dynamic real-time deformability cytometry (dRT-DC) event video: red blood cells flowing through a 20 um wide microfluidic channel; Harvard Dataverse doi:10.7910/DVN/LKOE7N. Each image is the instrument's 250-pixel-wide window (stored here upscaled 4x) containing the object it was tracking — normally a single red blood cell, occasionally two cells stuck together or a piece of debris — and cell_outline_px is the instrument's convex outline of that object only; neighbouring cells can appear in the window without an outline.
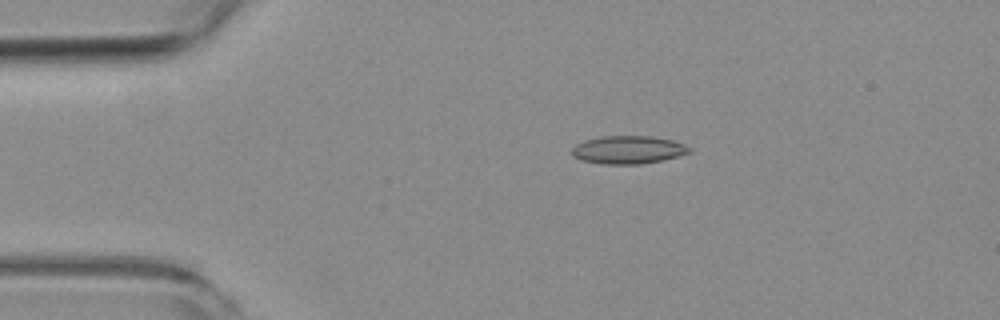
{"species": "common noctule bat (a hibernating species)", "species_latin": "Nyctalus noctula", "temperature_condition": "room temperature", "stored_images_in_passage": 8, "camera_frame_rate_fps": 3000, "um_per_image_px": 0.085, "animal": {"sex": "female", "body_mass_g": 19.3, "forearm_length_mm": 54.1}, "frame": {"image": 1, "passage_image": 3, "time_ms": 3.333, "image_size_px": [1000, 320], "cell_outline_px": [[692, 152], [660, 160], [640, 164], [604, 164], [580, 160], [572, 156], [572, 148], [576, 144], [584, 140], [600, 136], [652, 136], [672, 140], [684, 144], [692, 148]], "centroid_in_image_um": [53.37, 12.72], "position_along_channel_um": 31.6, "area_um2": 19.19}}
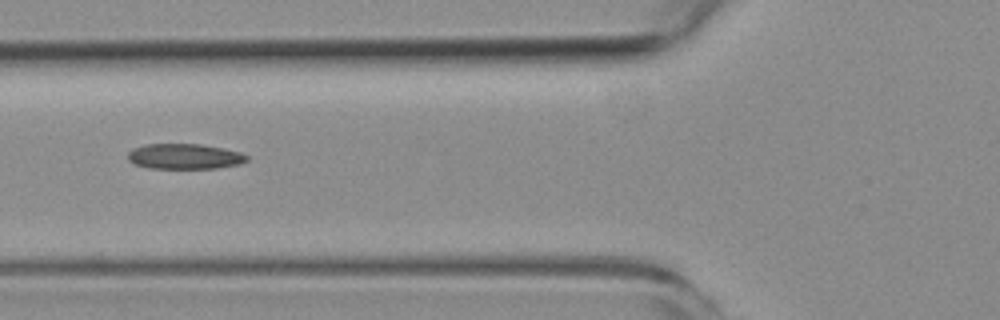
{"frame": {"image": 2, "passage_image": 6, "time_ms": 6.667, "image_size_px": [1000, 320], "cell_outline_px": [[248, 160], [240, 164], [216, 168], [148, 168], [136, 164], [128, 160], [128, 152], [132, 148], [144, 144], [200, 144], [224, 148], [240, 152], [248, 156]], "centroid_in_image_um": [15.68, 13.29], "position_along_channel_um": 110.1, "area_um2": 17.63}}
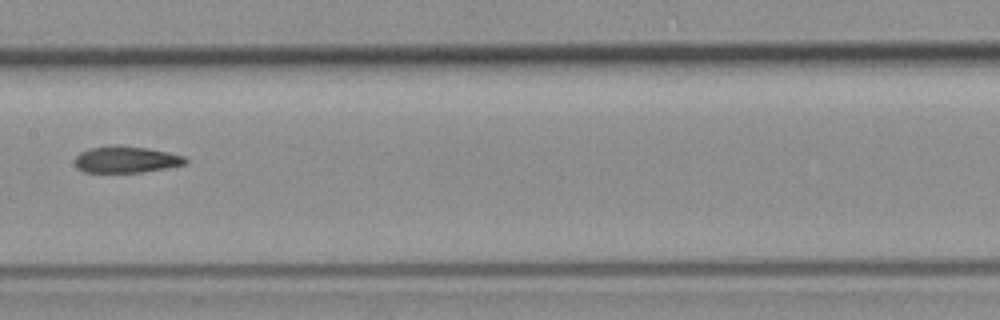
{"frame": {"image": 3, "passage_image": 8, "time_ms": 9.0, "image_size_px": [1000, 320], "cell_outline_px": [[188, 164], [168, 168], [140, 172], [84, 172], [76, 168], [76, 156], [80, 152], [88, 148], [112, 144], [120, 144], [148, 148], [168, 152], [184, 156], [188, 160]], "centroid_in_image_um": [10.73, 13.54], "position_along_channel_um": 196.7, "area_um2": 17.46}}